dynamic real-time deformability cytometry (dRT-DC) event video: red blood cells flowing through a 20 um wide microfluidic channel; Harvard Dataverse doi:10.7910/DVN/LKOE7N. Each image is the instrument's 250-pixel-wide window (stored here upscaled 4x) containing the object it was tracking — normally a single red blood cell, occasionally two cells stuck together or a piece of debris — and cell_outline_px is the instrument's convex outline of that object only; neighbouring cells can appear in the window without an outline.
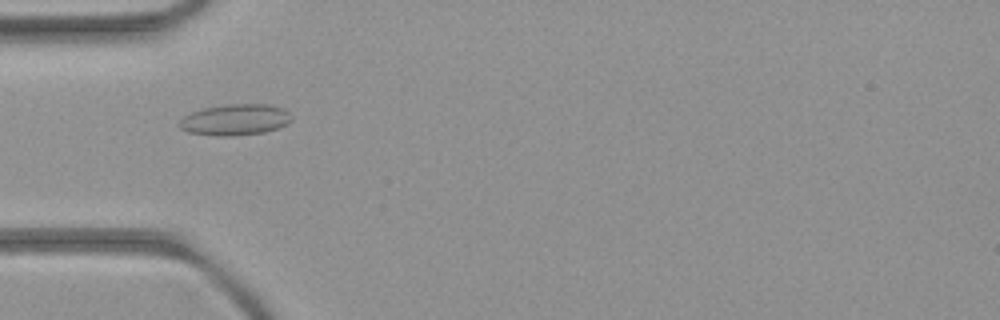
{"species": "common noctule bat (a hibernating species)", "species_latin": "Nyctalus noctula", "temperature_condition": "room temperature", "stored_images_in_passage": 8, "camera_frame_rate_fps": 3000, "um_per_image_px": 0.085, "animal": {"sex": "female", "body_mass_g": 21.9}, "frame": {"image": 1, "passage_image": 6, "time_ms": 5.333, "image_size_px": [1000, 320], "cell_outline_px": [[292, 120], [288, 124], [264, 132], [236, 136], [216, 136], [188, 132], [180, 128], [180, 120], [184, 116], [192, 112], [204, 108], [228, 104], [272, 104], [284, 108], [292, 116]], "centroid_in_image_um": [20.03, 10.17], "position_along_channel_um": 65.0, "area_um2": 20.46}}
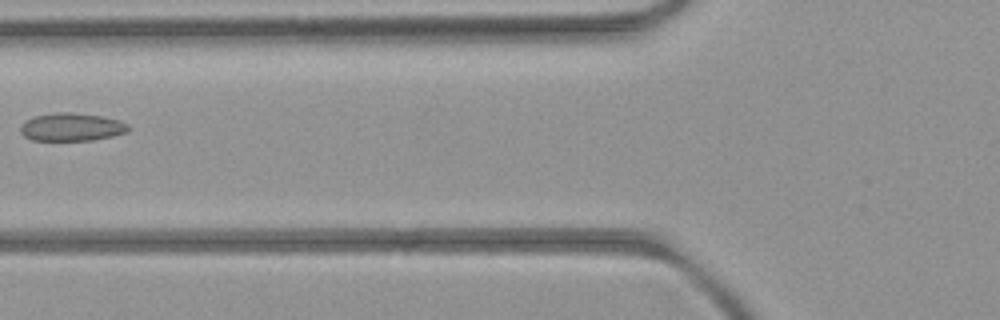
{"frame": {"image": 2, "passage_image": 7, "time_ms": 6.667, "image_size_px": [1000, 320], "cell_outline_px": [[128, 132], [112, 136], [92, 140], [32, 140], [24, 136], [20, 132], [20, 128], [28, 120], [36, 116], [56, 112], [72, 112], [100, 116], [120, 120], [128, 124]], "centroid_in_image_um": [6.11, 10.8], "position_along_channel_um": 119.7, "area_um2": 17.4}}
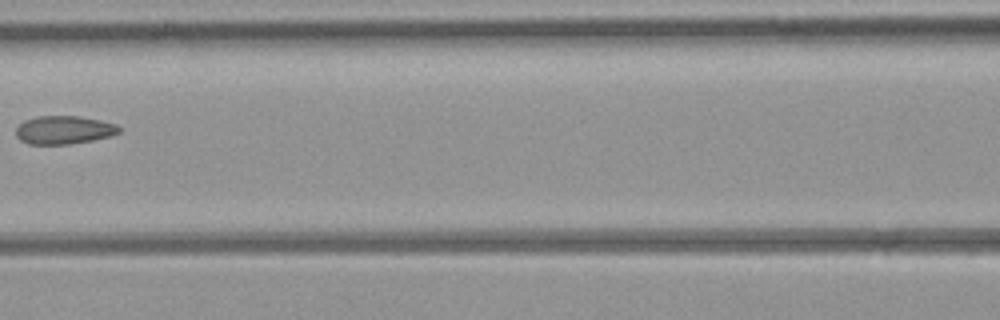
{"frame": {"image": 3, "passage_image": 8, "time_ms": 7.667, "image_size_px": [1000, 320], "cell_outline_px": [[120, 132], [112, 136], [92, 140], [68, 144], [28, 144], [20, 140], [16, 136], [16, 128], [24, 120], [36, 116], [80, 116], [100, 120], [116, 124], [120, 128]], "centroid_in_image_um": [5.43, 11.04], "position_along_channel_um": 161.2, "area_um2": 17.05}}